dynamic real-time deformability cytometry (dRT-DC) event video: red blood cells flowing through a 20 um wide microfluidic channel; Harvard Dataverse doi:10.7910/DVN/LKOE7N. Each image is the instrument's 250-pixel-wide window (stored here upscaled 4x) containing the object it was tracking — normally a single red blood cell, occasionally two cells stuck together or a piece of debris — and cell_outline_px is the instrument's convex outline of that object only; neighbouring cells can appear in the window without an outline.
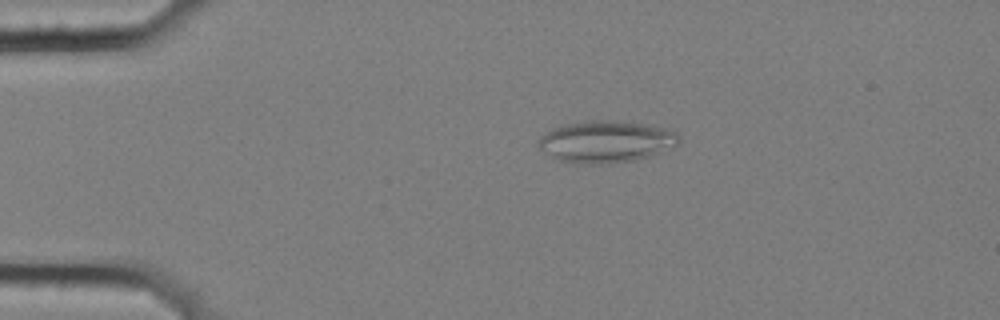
{"species": "common noctule bat (a hibernating species)", "species_latin": "Nyctalus noctula", "temperature_condition": "cold", "stored_images_in_passage": 8, "camera_frame_rate_fps": 3000, "um_per_image_px": 0.085, "animal": {"sex": "female", "body_mass_g": 25.1}, "frame": {"image": 1, "passage_image": 2, "time_ms": 0.333, "image_size_px": [1000, 320], "cell_outline_px": [[680, 140], [676, 144], [648, 156], [636, 160], [604, 164], [588, 164], [560, 160], [552, 156], [540, 148], [536, 144], [536, 140], [540, 136], [552, 128], [564, 124], [588, 120], [608, 120], [652, 124], [676, 132], [680, 136]], "centroid_in_image_um": [51.48, 12.02], "position_along_channel_um": 33.5, "area_um2": 34.16}}
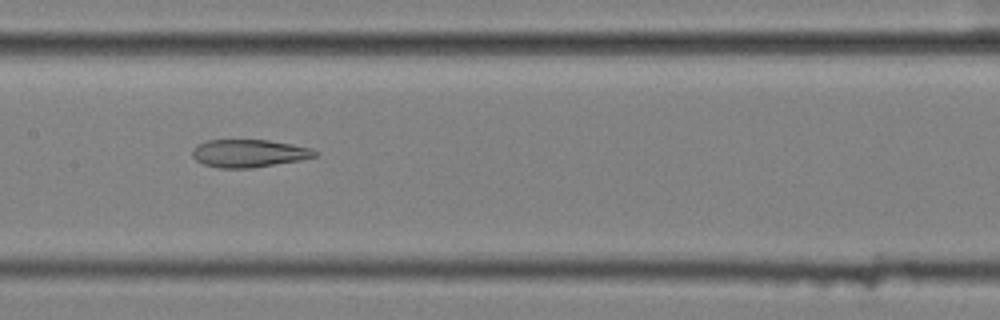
{"frame": {"image": 2, "passage_image": 7, "time_ms": 2.0, "image_size_px": [1000, 320], "cell_outline_px": [[320, 152], [316, 156], [300, 160], [252, 168], [220, 168], [204, 164], [196, 160], [192, 156], [192, 148], [196, 144], [208, 140], [268, 140], [292, 144], [312, 148]], "centroid_in_image_um": [21.16, 13.03], "position_along_channel_um": 186.2, "area_um2": 19.94}}
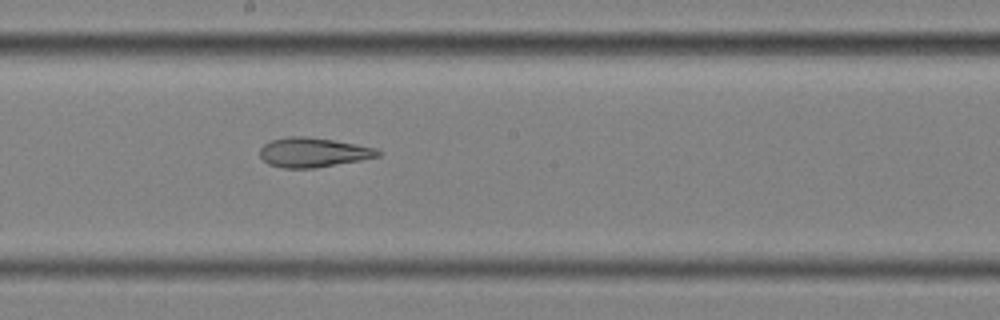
{"frame": {"image": 3, "passage_image": 8, "time_ms": 2.333, "image_size_px": [1000, 320], "cell_outline_px": [[384, 152], [380, 156], [360, 160], [312, 168], [284, 168], [268, 164], [260, 156], [260, 148], [264, 144], [272, 140], [288, 136], [304, 136], [332, 140], [356, 144], [376, 148]], "centroid_in_image_um": [26.63, 12.95], "position_along_channel_um": 221.6, "area_um2": 20.17}}